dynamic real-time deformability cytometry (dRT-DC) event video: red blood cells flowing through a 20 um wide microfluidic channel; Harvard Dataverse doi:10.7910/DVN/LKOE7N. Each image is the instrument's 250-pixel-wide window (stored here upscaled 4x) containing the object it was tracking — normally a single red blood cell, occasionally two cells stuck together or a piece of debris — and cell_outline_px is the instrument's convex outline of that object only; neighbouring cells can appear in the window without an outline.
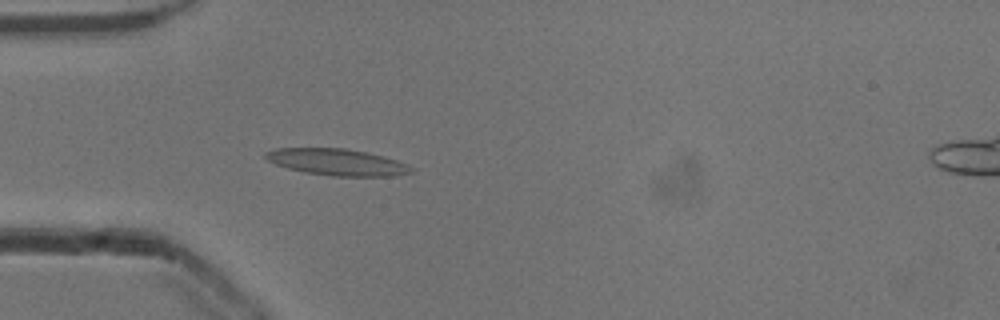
{"species": "common noctule bat (a hibernating species)", "species_latin": "Nyctalus noctula", "temperature_condition": "cold", "stored_images_in_passage": 53, "camera_frame_rate_fps": 3000, "um_per_image_px": 0.085, "animal": {"sex": "male", "body_mass_g": 13.3}, "frame": {"image": 1, "passage_image": 16, "time_ms": 5.0, "image_size_px": [1000, 320], "cell_outline_px": [[412, 172], [396, 176], [332, 176], [304, 172], [288, 168], [276, 164], [268, 160], [264, 156], [264, 152], [276, 148], [344, 148], [384, 156], [408, 164], [412, 168]], "centroid_in_image_um": [28.64, 13.78], "position_along_channel_um": 56.4, "area_um2": 22.48}}
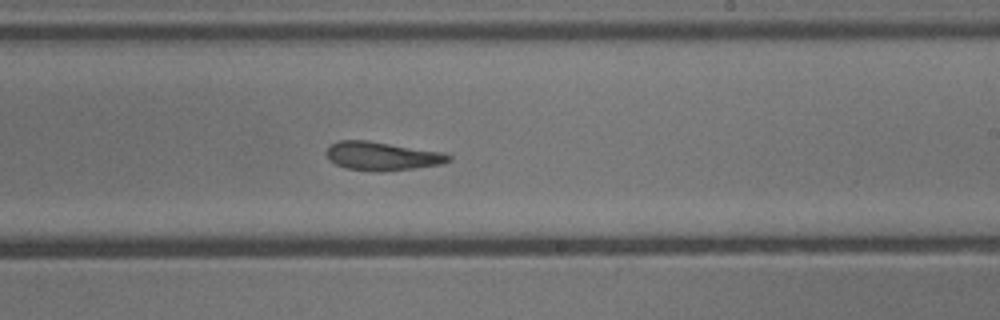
{"frame": {"image": 2, "passage_image": 32, "time_ms": 10.333, "image_size_px": [1000, 320], "cell_outline_px": [[452, 160], [444, 164], [416, 168], [372, 172], [344, 168], [328, 160], [324, 152], [332, 144], [340, 140], [368, 140], [444, 152], [452, 156]], "centroid_in_image_um": [32.49, 13.27], "position_along_channel_um": 256.5, "area_um2": 20.69}}
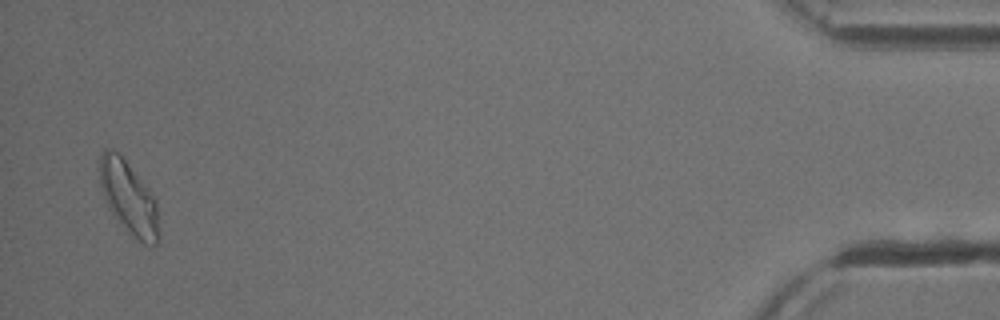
{"frame": {"image": 3, "passage_image": 52, "time_ms": 17.0, "image_size_px": [1000, 320], "cell_outline_px": [[160, 236], [156, 244], [144, 244], [108, 208], [100, 184], [100, 156], [104, 148], [112, 148], [120, 152], [148, 188], [156, 200]], "centroid_in_image_um": [10.95, 16.72], "position_along_channel_um": 424.3, "area_um2": 24.68}, "authors_computed_cell_mechanics": {"area_um2": 21.386, "velocity_mm_per_s": 3.853, "shape_relaxation_time_tau1_ms": null, "shape_relaxation_time_tau2_ms": 3.251, "deformation_change_tau1": null, "deformation_change_tau2": 0.1008}}